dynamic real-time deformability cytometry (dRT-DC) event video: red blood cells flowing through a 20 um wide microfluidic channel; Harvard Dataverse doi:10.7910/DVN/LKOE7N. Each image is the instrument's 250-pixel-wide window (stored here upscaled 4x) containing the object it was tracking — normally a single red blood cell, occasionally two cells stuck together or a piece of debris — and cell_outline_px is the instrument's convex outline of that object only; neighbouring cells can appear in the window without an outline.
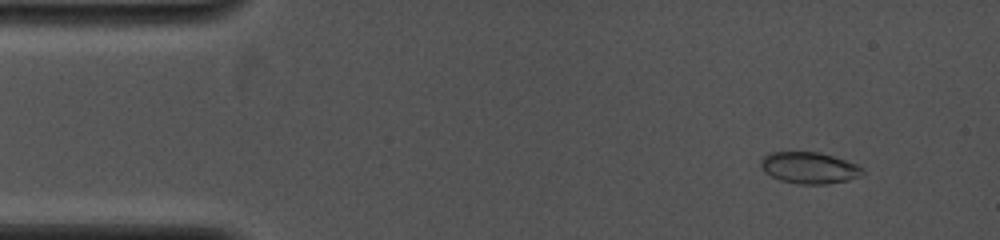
{"species": "common noctule bat (a hibernating species)", "species_latin": "Nyctalus noctula", "temperature_condition": "cold", "stored_images_in_passage": 20, "camera_frame_rate_fps": 4000, "um_per_image_px": 0.085, "animal": {"sex": "female", "body_mass_g": 19.0, "forearm_length_mm": 53.3}, "frame": {"image": 1, "passage_image": 1, "time_ms": 0.0, "image_size_px": [1000, 240], "cell_outline_px": [[864, 172], [860, 176], [848, 180], [828, 184], [800, 184], [780, 180], [764, 172], [760, 168], [760, 160], [768, 152], [820, 152], [856, 164], [864, 168]], "centroid_in_image_um": [68.76, 14.26], "position_along_channel_um": 16.2, "area_um2": 18.73}}
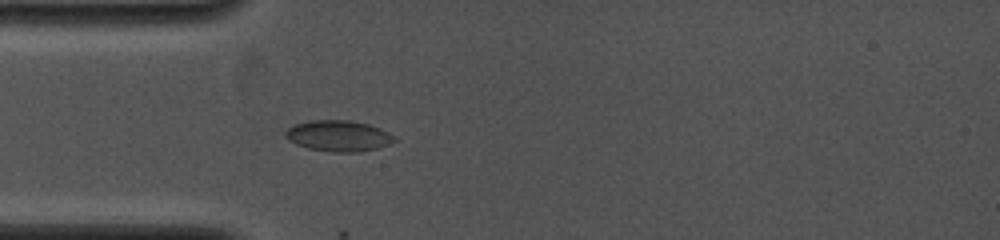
{"frame": {"image": 2, "passage_image": 14, "time_ms": 3.0, "image_size_px": [1000, 240], "cell_outline_px": [[396, 140], [388, 144], [376, 148], [356, 152], [332, 152], [308, 148], [296, 144], [288, 140], [284, 136], [284, 132], [292, 124], [312, 120], [348, 120], [368, 124], [380, 128], [396, 136]], "centroid_in_image_um": [28.73, 11.54], "position_along_channel_um": 56.3, "area_um2": 19.71}}
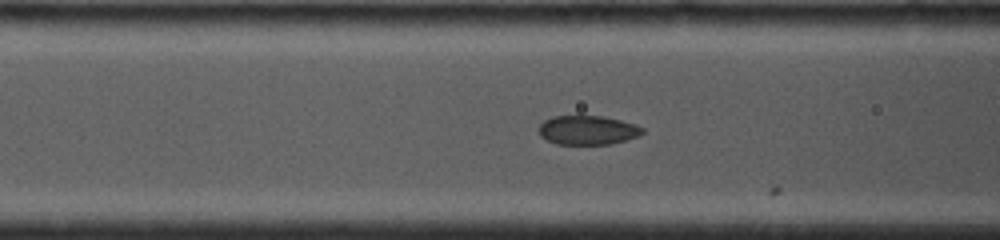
{"frame": {"image": 3, "passage_image": 19, "time_ms": 4.5, "image_size_px": [1000, 240], "cell_outline_px": [[644, 132], [640, 136], [612, 144], [556, 144], [540, 136], [540, 124], [544, 120], [552, 116], [604, 116], [636, 124], [644, 128]], "centroid_in_image_um": [49.99, 11.06], "position_along_channel_um": 116.6, "area_um2": 17.69}}